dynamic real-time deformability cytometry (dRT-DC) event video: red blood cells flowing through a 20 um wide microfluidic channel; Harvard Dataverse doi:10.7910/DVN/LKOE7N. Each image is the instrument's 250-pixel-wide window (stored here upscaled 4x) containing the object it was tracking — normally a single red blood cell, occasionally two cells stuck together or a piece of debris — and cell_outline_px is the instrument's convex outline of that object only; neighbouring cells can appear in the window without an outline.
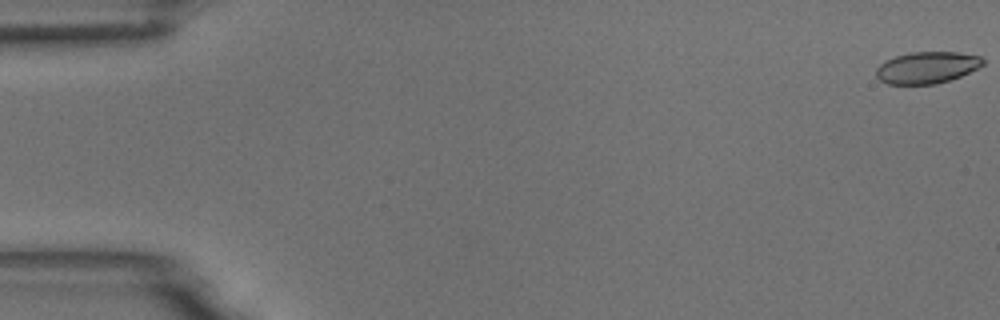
{"species": "common noctule bat (a hibernating species)", "species_latin": "Nyctalus noctula", "temperature_condition": "room temperature", "stored_images_in_passage": 6, "camera_frame_rate_fps": 3000, "um_per_image_px": 0.085, "animal": {"sex": "male", "body_mass_g": 18.8}, "frame": {"image": 1, "passage_image": 1, "time_ms": 0.0, "image_size_px": [1000, 320], "cell_outline_px": [[984, 64], [960, 76], [936, 84], [888, 84], [880, 80], [876, 76], [876, 68], [880, 64], [896, 56], [912, 52], [956, 52], [980, 56], [984, 60]], "centroid_in_image_um": [78.78, 5.74], "position_along_channel_um": 6.2, "area_um2": 19.48}}
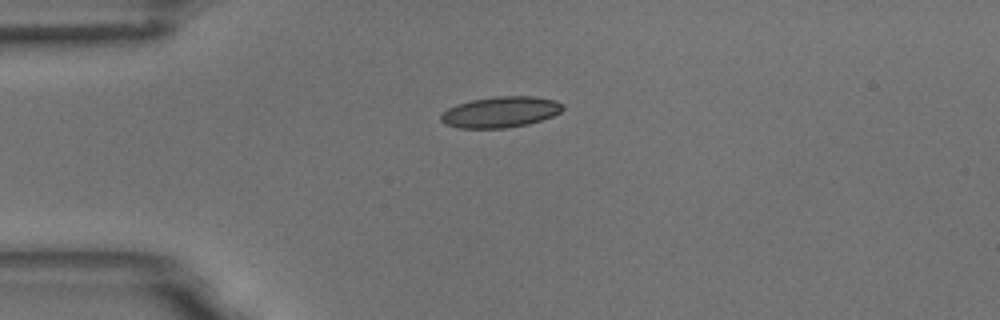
{"frame": {"image": 2, "passage_image": 5, "time_ms": 1.333, "image_size_px": [1000, 320], "cell_outline_px": [[564, 108], [560, 112], [552, 116], [528, 124], [508, 128], [460, 128], [444, 124], [440, 120], [440, 116], [448, 108], [456, 104], [472, 100], [496, 96], [532, 96], [556, 100], [564, 104]], "centroid_in_image_um": [42.55, 9.52], "position_along_channel_um": 42.5, "area_um2": 22.02}}